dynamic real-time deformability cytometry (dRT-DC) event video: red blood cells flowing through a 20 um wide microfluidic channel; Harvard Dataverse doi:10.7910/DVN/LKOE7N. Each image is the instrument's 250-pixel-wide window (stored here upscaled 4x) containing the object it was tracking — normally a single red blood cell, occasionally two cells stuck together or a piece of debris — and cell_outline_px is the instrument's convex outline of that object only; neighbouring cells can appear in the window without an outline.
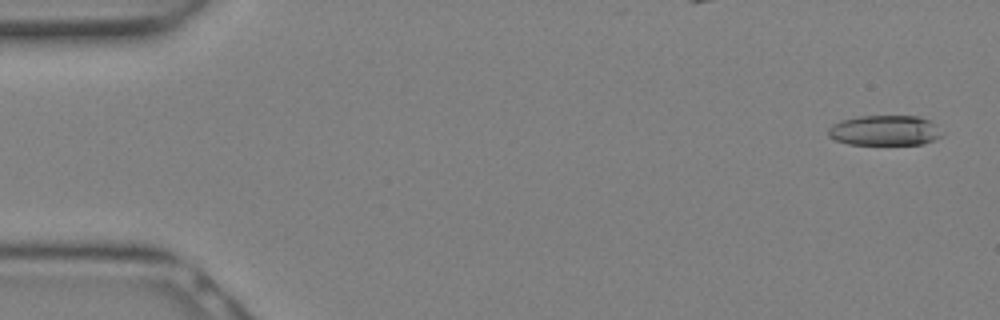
{"species": "Egyptian fruit bat (a non-hibernating species)", "species_latin": "Rousettus aegyptiacus", "temperature_condition": "warm", "stored_images_in_passage": 12, "camera_frame_rate_fps": 3000, "um_per_image_px": 0.085, "animal": {"sex": "female"}, "frame": {"image": 1, "passage_image": 1, "time_ms": 0.0, "image_size_px": [1000, 320], "cell_outline_px": [[940, 136], [924, 144], [848, 144], [836, 140], [828, 136], [828, 128], [832, 124], [840, 120], [860, 116], [920, 116], [936, 124]], "centroid_in_image_um": [75.15, 11.08], "position_along_channel_um": 9.9, "area_um2": 19.88}}
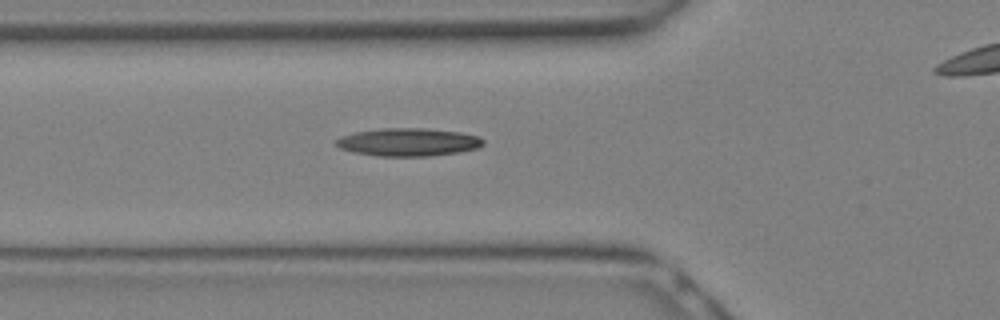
{"frame": {"image": 2, "passage_image": 10, "time_ms": 3.0, "image_size_px": [1000, 320], "cell_outline_px": [[484, 144], [476, 148], [460, 152], [428, 156], [376, 156], [352, 152], [340, 148], [336, 144], [336, 140], [340, 136], [356, 132], [380, 128], [424, 128], [460, 132], [480, 136], [484, 140]], "centroid_in_image_um": [34.71, 12.08], "position_along_channel_um": 91.1, "area_um2": 24.04}}
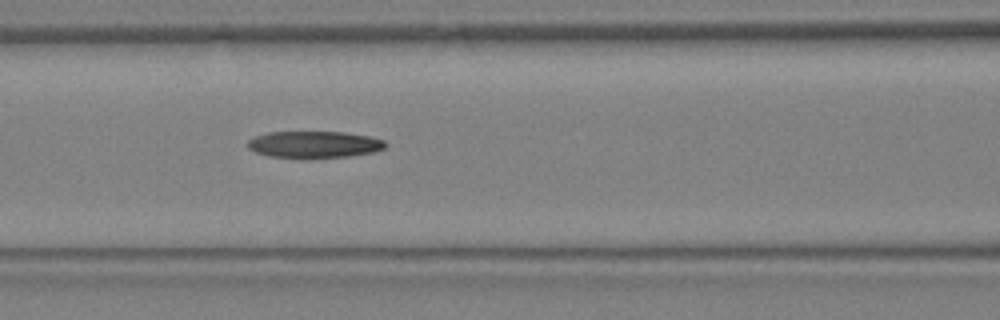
{"frame": {"image": 3, "passage_image": 12, "time_ms": 3.667, "image_size_px": [1000, 320], "cell_outline_px": [[388, 144], [384, 148], [376, 152], [348, 156], [268, 156], [256, 152], [248, 148], [248, 140], [256, 136], [268, 132], [344, 132], [368, 136], [384, 140]], "centroid_in_image_um": [26.75, 12.25], "position_along_channel_um": 139.9, "area_um2": 20.87}}